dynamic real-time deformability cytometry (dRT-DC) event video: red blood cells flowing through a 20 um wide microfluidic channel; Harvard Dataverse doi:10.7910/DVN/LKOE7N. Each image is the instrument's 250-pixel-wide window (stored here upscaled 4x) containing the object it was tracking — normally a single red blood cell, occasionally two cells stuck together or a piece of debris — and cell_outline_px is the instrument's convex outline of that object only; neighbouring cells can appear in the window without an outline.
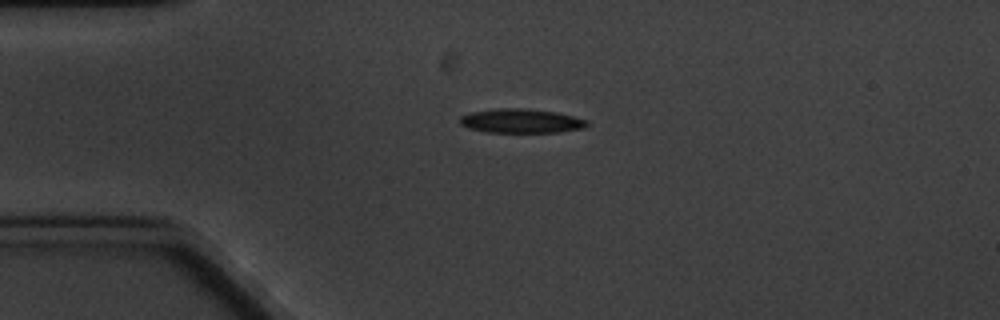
{"species": "common noctule bat (a hibernating species)", "species_latin": "Nyctalus noctula", "temperature_condition": "cold", "stored_images_in_passage": 3, "camera_frame_rate_fps": 3000, "um_per_image_px": 0.085, "animal": {"sex": "male", "body_mass_g": 20.1, "forearm_length_mm": 53.5}, "frame": {"image": 1, "passage_image": 3, "time_ms": 2.333, "image_size_px": [1000, 320], "cell_outline_px": [[588, 124], [584, 128], [560, 132], [484, 132], [468, 128], [460, 124], [460, 116], [472, 112], [496, 108], [524, 108], [556, 112], [588, 120]], "centroid_in_image_um": [44.28, 10.28], "position_along_channel_um": 40.7, "area_um2": 17.92}}